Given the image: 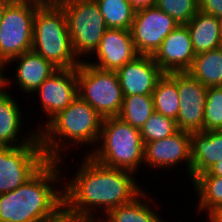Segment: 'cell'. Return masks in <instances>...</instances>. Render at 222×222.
Wrapping results in <instances>:
<instances>
[{
  "mask_svg": "<svg viewBox=\"0 0 222 222\" xmlns=\"http://www.w3.org/2000/svg\"><path fill=\"white\" fill-rule=\"evenodd\" d=\"M78 96L102 118L120 114L124 99L116 71L102 70L81 61L77 67Z\"/></svg>",
  "mask_w": 222,
  "mask_h": 222,
  "instance_id": "cell-6",
  "label": "cell"
},
{
  "mask_svg": "<svg viewBox=\"0 0 222 222\" xmlns=\"http://www.w3.org/2000/svg\"><path fill=\"white\" fill-rule=\"evenodd\" d=\"M7 62L0 56V88L5 89L4 86H8L7 84L9 83V80L5 78V76L3 75V71L2 69H4V65H6Z\"/></svg>",
  "mask_w": 222,
  "mask_h": 222,
  "instance_id": "cell-34",
  "label": "cell"
},
{
  "mask_svg": "<svg viewBox=\"0 0 222 222\" xmlns=\"http://www.w3.org/2000/svg\"><path fill=\"white\" fill-rule=\"evenodd\" d=\"M99 139L103 143L101 149L93 150L88 155L106 167L134 172L144 161L140 129L118 116L103 118Z\"/></svg>",
  "mask_w": 222,
  "mask_h": 222,
  "instance_id": "cell-5",
  "label": "cell"
},
{
  "mask_svg": "<svg viewBox=\"0 0 222 222\" xmlns=\"http://www.w3.org/2000/svg\"><path fill=\"white\" fill-rule=\"evenodd\" d=\"M116 72L123 96L152 95L164 74L151 55H139Z\"/></svg>",
  "mask_w": 222,
  "mask_h": 222,
  "instance_id": "cell-15",
  "label": "cell"
},
{
  "mask_svg": "<svg viewBox=\"0 0 222 222\" xmlns=\"http://www.w3.org/2000/svg\"><path fill=\"white\" fill-rule=\"evenodd\" d=\"M102 121L101 115L78 96L67 108L47 120L44 130H38L41 146L48 160H63L58 152L60 148L64 149V145L58 142V138H67L75 142V145L93 144L100 138Z\"/></svg>",
  "mask_w": 222,
  "mask_h": 222,
  "instance_id": "cell-3",
  "label": "cell"
},
{
  "mask_svg": "<svg viewBox=\"0 0 222 222\" xmlns=\"http://www.w3.org/2000/svg\"><path fill=\"white\" fill-rule=\"evenodd\" d=\"M193 185L199 194V209L208 210L209 217L222 207V177L213 176L207 171L198 175Z\"/></svg>",
  "mask_w": 222,
  "mask_h": 222,
  "instance_id": "cell-23",
  "label": "cell"
},
{
  "mask_svg": "<svg viewBox=\"0 0 222 222\" xmlns=\"http://www.w3.org/2000/svg\"><path fill=\"white\" fill-rule=\"evenodd\" d=\"M142 191L131 202L112 208L107 214L109 222H163L161 217L156 215L148 203H141Z\"/></svg>",
  "mask_w": 222,
  "mask_h": 222,
  "instance_id": "cell-25",
  "label": "cell"
},
{
  "mask_svg": "<svg viewBox=\"0 0 222 222\" xmlns=\"http://www.w3.org/2000/svg\"><path fill=\"white\" fill-rule=\"evenodd\" d=\"M210 222H222V207L209 217Z\"/></svg>",
  "mask_w": 222,
  "mask_h": 222,
  "instance_id": "cell-36",
  "label": "cell"
},
{
  "mask_svg": "<svg viewBox=\"0 0 222 222\" xmlns=\"http://www.w3.org/2000/svg\"><path fill=\"white\" fill-rule=\"evenodd\" d=\"M135 10L142 8L153 7L156 5L157 0H128Z\"/></svg>",
  "mask_w": 222,
  "mask_h": 222,
  "instance_id": "cell-33",
  "label": "cell"
},
{
  "mask_svg": "<svg viewBox=\"0 0 222 222\" xmlns=\"http://www.w3.org/2000/svg\"><path fill=\"white\" fill-rule=\"evenodd\" d=\"M155 6L180 25H186L199 10V0H157Z\"/></svg>",
  "mask_w": 222,
  "mask_h": 222,
  "instance_id": "cell-29",
  "label": "cell"
},
{
  "mask_svg": "<svg viewBox=\"0 0 222 222\" xmlns=\"http://www.w3.org/2000/svg\"><path fill=\"white\" fill-rule=\"evenodd\" d=\"M45 222H91L88 219L80 218L78 216L67 213L64 209L53 219Z\"/></svg>",
  "mask_w": 222,
  "mask_h": 222,
  "instance_id": "cell-31",
  "label": "cell"
},
{
  "mask_svg": "<svg viewBox=\"0 0 222 222\" xmlns=\"http://www.w3.org/2000/svg\"><path fill=\"white\" fill-rule=\"evenodd\" d=\"M208 172L213 176L222 177V160L217 162L213 167H211Z\"/></svg>",
  "mask_w": 222,
  "mask_h": 222,
  "instance_id": "cell-35",
  "label": "cell"
},
{
  "mask_svg": "<svg viewBox=\"0 0 222 222\" xmlns=\"http://www.w3.org/2000/svg\"><path fill=\"white\" fill-rule=\"evenodd\" d=\"M152 97L155 112L177 120L180 98L177 82L169 73H164L158 80Z\"/></svg>",
  "mask_w": 222,
  "mask_h": 222,
  "instance_id": "cell-22",
  "label": "cell"
},
{
  "mask_svg": "<svg viewBox=\"0 0 222 222\" xmlns=\"http://www.w3.org/2000/svg\"><path fill=\"white\" fill-rule=\"evenodd\" d=\"M71 183L63 189L64 210L92 221L93 210L102 207L106 213L112 208L131 202L143 190L132 178L131 171L106 167L86 155Z\"/></svg>",
  "mask_w": 222,
  "mask_h": 222,
  "instance_id": "cell-1",
  "label": "cell"
},
{
  "mask_svg": "<svg viewBox=\"0 0 222 222\" xmlns=\"http://www.w3.org/2000/svg\"><path fill=\"white\" fill-rule=\"evenodd\" d=\"M107 28L131 30L135 9L128 0H95Z\"/></svg>",
  "mask_w": 222,
  "mask_h": 222,
  "instance_id": "cell-24",
  "label": "cell"
},
{
  "mask_svg": "<svg viewBox=\"0 0 222 222\" xmlns=\"http://www.w3.org/2000/svg\"><path fill=\"white\" fill-rule=\"evenodd\" d=\"M39 6L28 0H11L0 26V56L8 63L32 49L33 23Z\"/></svg>",
  "mask_w": 222,
  "mask_h": 222,
  "instance_id": "cell-8",
  "label": "cell"
},
{
  "mask_svg": "<svg viewBox=\"0 0 222 222\" xmlns=\"http://www.w3.org/2000/svg\"><path fill=\"white\" fill-rule=\"evenodd\" d=\"M220 22H221V32H222V18L220 19Z\"/></svg>",
  "mask_w": 222,
  "mask_h": 222,
  "instance_id": "cell-39",
  "label": "cell"
},
{
  "mask_svg": "<svg viewBox=\"0 0 222 222\" xmlns=\"http://www.w3.org/2000/svg\"><path fill=\"white\" fill-rule=\"evenodd\" d=\"M155 112L152 95L124 96L118 117L137 129Z\"/></svg>",
  "mask_w": 222,
  "mask_h": 222,
  "instance_id": "cell-26",
  "label": "cell"
},
{
  "mask_svg": "<svg viewBox=\"0 0 222 222\" xmlns=\"http://www.w3.org/2000/svg\"><path fill=\"white\" fill-rule=\"evenodd\" d=\"M176 120L154 112L140 129L143 143L164 139L177 133Z\"/></svg>",
  "mask_w": 222,
  "mask_h": 222,
  "instance_id": "cell-27",
  "label": "cell"
},
{
  "mask_svg": "<svg viewBox=\"0 0 222 222\" xmlns=\"http://www.w3.org/2000/svg\"><path fill=\"white\" fill-rule=\"evenodd\" d=\"M97 220L93 219L91 222H96ZM97 222H101V220L97 221ZM102 222H109L108 220H105L104 221V218H103V221Z\"/></svg>",
  "mask_w": 222,
  "mask_h": 222,
  "instance_id": "cell-38",
  "label": "cell"
},
{
  "mask_svg": "<svg viewBox=\"0 0 222 222\" xmlns=\"http://www.w3.org/2000/svg\"><path fill=\"white\" fill-rule=\"evenodd\" d=\"M189 132L179 130L170 137L144 144V161L152 167L169 168L186 161L191 177V137Z\"/></svg>",
  "mask_w": 222,
  "mask_h": 222,
  "instance_id": "cell-14",
  "label": "cell"
},
{
  "mask_svg": "<svg viewBox=\"0 0 222 222\" xmlns=\"http://www.w3.org/2000/svg\"><path fill=\"white\" fill-rule=\"evenodd\" d=\"M186 25L191 35L195 54L222 46L221 22L218 17L198 10Z\"/></svg>",
  "mask_w": 222,
  "mask_h": 222,
  "instance_id": "cell-19",
  "label": "cell"
},
{
  "mask_svg": "<svg viewBox=\"0 0 222 222\" xmlns=\"http://www.w3.org/2000/svg\"><path fill=\"white\" fill-rule=\"evenodd\" d=\"M94 53L99 60L98 63L88 62V64L110 71H117L139 56L134 46L131 30L113 28H108L104 32L99 47Z\"/></svg>",
  "mask_w": 222,
  "mask_h": 222,
  "instance_id": "cell-16",
  "label": "cell"
},
{
  "mask_svg": "<svg viewBox=\"0 0 222 222\" xmlns=\"http://www.w3.org/2000/svg\"><path fill=\"white\" fill-rule=\"evenodd\" d=\"M58 69L77 68L67 18L62 7H38L33 23L32 49Z\"/></svg>",
  "mask_w": 222,
  "mask_h": 222,
  "instance_id": "cell-4",
  "label": "cell"
},
{
  "mask_svg": "<svg viewBox=\"0 0 222 222\" xmlns=\"http://www.w3.org/2000/svg\"><path fill=\"white\" fill-rule=\"evenodd\" d=\"M34 5L39 7H61L65 5L69 0H28Z\"/></svg>",
  "mask_w": 222,
  "mask_h": 222,
  "instance_id": "cell-32",
  "label": "cell"
},
{
  "mask_svg": "<svg viewBox=\"0 0 222 222\" xmlns=\"http://www.w3.org/2000/svg\"><path fill=\"white\" fill-rule=\"evenodd\" d=\"M178 25L174 18L156 6L136 10L131 34L138 54L152 56Z\"/></svg>",
  "mask_w": 222,
  "mask_h": 222,
  "instance_id": "cell-10",
  "label": "cell"
},
{
  "mask_svg": "<svg viewBox=\"0 0 222 222\" xmlns=\"http://www.w3.org/2000/svg\"><path fill=\"white\" fill-rule=\"evenodd\" d=\"M20 60L16 69V80L20 89L24 92H36V89L58 68L55 67L50 61L45 60L41 55L33 50L24 52L23 54L12 58L10 62Z\"/></svg>",
  "mask_w": 222,
  "mask_h": 222,
  "instance_id": "cell-18",
  "label": "cell"
},
{
  "mask_svg": "<svg viewBox=\"0 0 222 222\" xmlns=\"http://www.w3.org/2000/svg\"><path fill=\"white\" fill-rule=\"evenodd\" d=\"M222 130V86H211L206 91L203 131Z\"/></svg>",
  "mask_w": 222,
  "mask_h": 222,
  "instance_id": "cell-28",
  "label": "cell"
},
{
  "mask_svg": "<svg viewBox=\"0 0 222 222\" xmlns=\"http://www.w3.org/2000/svg\"><path fill=\"white\" fill-rule=\"evenodd\" d=\"M187 72L206 87L222 86V46L196 54Z\"/></svg>",
  "mask_w": 222,
  "mask_h": 222,
  "instance_id": "cell-21",
  "label": "cell"
},
{
  "mask_svg": "<svg viewBox=\"0 0 222 222\" xmlns=\"http://www.w3.org/2000/svg\"><path fill=\"white\" fill-rule=\"evenodd\" d=\"M199 10L222 18V0H199Z\"/></svg>",
  "mask_w": 222,
  "mask_h": 222,
  "instance_id": "cell-30",
  "label": "cell"
},
{
  "mask_svg": "<svg viewBox=\"0 0 222 222\" xmlns=\"http://www.w3.org/2000/svg\"><path fill=\"white\" fill-rule=\"evenodd\" d=\"M21 120L20 107L8 92L0 88V147H12L11 143L13 147L23 146L31 143L38 136L36 131V134H31L28 139L24 138L18 145L16 136L23 124Z\"/></svg>",
  "mask_w": 222,
  "mask_h": 222,
  "instance_id": "cell-20",
  "label": "cell"
},
{
  "mask_svg": "<svg viewBox=\"0 0 222 222\" xmlns=\"http://www.w3.org/2000/svg\"><path fill=\"white\" fill-rule=\"evenodd\" d=\"M58 163L49 160L26 183L0 194V222H45L64 209L63 190L52 188L58 180Z\"/></svg>",
  "mask_w": 222,
  "mask_h": 222,
  "instance_id": "cell-2",
  "label": "cell"
},
{
  "mask_svg": "<svg viewBox=\"0 0 222 222\" xmlns=\"http://www.w3.org/2000/svg\"><path fill=\"white\" fill-rule=\"evenodd\" d=\"M10 1H11V0H0V26H1V21H2V19H3L5 6H6Z\"/></svg>",
  "mask_w": 222,
  "mask_h": 222,
  "instance_id": "cell-37",
  "label": "cell"
},
{
  "mask_svg": "<svg viewBox=\"0 0 222 222\" xmlns=\"http://www.w3.org/2000/svg\"><path fill=\"white\" fill-rule=\"evenodd\" d=\"M196 54L187 25H178L152 55L164 73L187 72Z\"/></svg>",
  "mask_w": 222,
  "mask_h": 222,
  "instance_id": "cell-12",
  "label": "cell"
},
{
  "mask_svg": "<svg viewBox=\"0 0 222 222\" xmlns=\"http://www.w3.org/2000/svg\"><path fill=\"white\" fill-rule=\"evenodd\" d=\"M190 137L193 181L222 160V130L192 132Z\"/></svg>",
  "mask_w": 222,
  "mask_h": 222,
  "instance_id": "cell-17",
  "label": "cell"
},
{
  "mask_svg": "<svg viewBox=\"0 0 222 222\" xmlns=\"http://www.w3.org/2000/svg\"><path fill=\"white\" fill-rule=\"evenodd\" d=\"M67 18L72 49L77 57L95 52L108 29L95 0H69L61 6Z\"/></svg>",
  "mask_w": 222,
  "mask_h": 222,
  "instance_id": "cell-7",
  "label": "cell"
},
{
  "mask_svg": "<svg viewBox=\"0 0 222 222\" xmlns=\"http://www.w3.org/2000/svg\"><path fill=\"white\" fill-rule=\"evenodd\" d=\"M177 82L180 107L177 116L179 130L185 132L203 131L204 109L207 88L188 72L169 73Z\"/></svg>",
  "mask_w": 222,
  "mask_h": 222,
  "instance_id": "cell-11",
  "label": "cell"
},
{
  "mask_svg": "<svg viewBox=\"0 0 222 222\" xmlns=\"http://www.w3.org/2000/svg\"><path fill=\"white\" fill-rule=\"evenodd\" d=\"M48 161L39 135L23 146L0 147V194L14 191L26 183Z\"/></svg>",
  "mask_w": 222,
  "mask_h": 222,
  "instance_id": "cell-9",
  "label": "cell"
},
{
  "mask_svg": "<svg viewBox=\"0 0 222 222\" xmlns=\"http://www.w3.org/2000/svg\"><path fill=\"white\" fill-rule=\"evenodd\" d=\"M36 91L50 120L78 97L77 68L58 69Z\"/></svg>",
  "mask_w": 222,
  "mask_h": 222,
  "instance_id": "cell-13",
  "label": "cell"
}]
</instances>
